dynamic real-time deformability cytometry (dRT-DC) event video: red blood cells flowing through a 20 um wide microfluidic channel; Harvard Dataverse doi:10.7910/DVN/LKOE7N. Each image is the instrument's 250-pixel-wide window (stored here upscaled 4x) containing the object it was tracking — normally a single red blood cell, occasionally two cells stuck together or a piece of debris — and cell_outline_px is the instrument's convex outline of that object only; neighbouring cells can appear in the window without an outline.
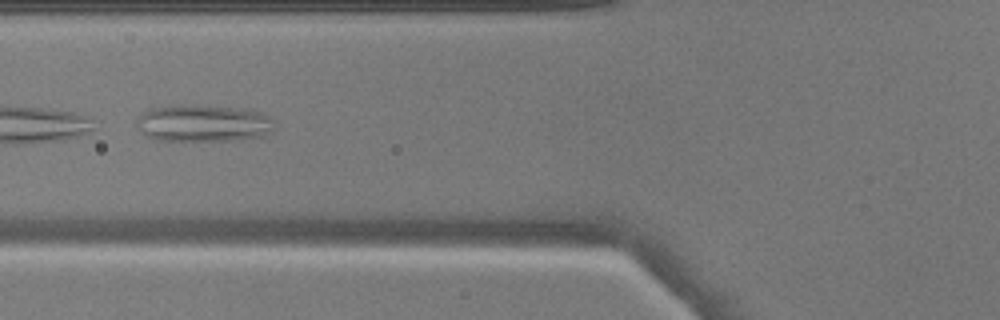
{"species": "common noctule bat (a hibernating species)", "species_latin": "Nyctalus noctula", "temperature_condition": "warm", "stored_images_in_passage": 10, "camera_frame_rate_fps": 3000, "um_per_image_px": 0.085, "animal": {"sex": "male", "body_mass_g": 17.9}, "frame": {"image": 1, "passage_image": 7, "time_ms": 2.0, "image_size_px": [1000, 320], "cell_outline_px": [[276, 128], [272, 132], [264, 136], [232, 140], [152, 140], [144, 136], [140, 132], [136, 124], [136, 120], [144, 112], [152, 108], [172, 104], [192, 104], [240, 108], [260, 112], [268, 116], [276, 124]], "centroid_in_image_um": [17.26, 10.47], "position_along_channel_um": 108.5, "area_um2": 30.29}}